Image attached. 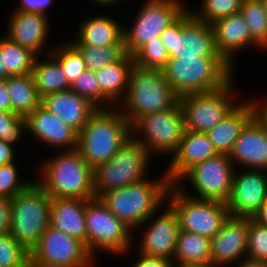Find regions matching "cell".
Returning a JSON list of instances; mask_svg holds the SVG:
<instances>
[{"mask_svg":"<svg viewBox=\"0 0 267 267\" xmlns=\"http://www.w3.org/2000/svg\"><path fill=\"white\" fill-rule=\"evenodd\" d=\"M40 167V168H38ZM35 180L52 198L91 199L94 194V169L77 149L60 150L38 166Z\"/></svg>","mask_w":267,"mask_h":267,"instance_id":"6da1fadb","label":"cell"},{"mask_svg":"<svg viewBox=\"0 0 267 267\" xmlns=\"http://www.w3.org/2000/svg\"><path fill=\"white\" fill-rule=\"evenodd\" d=\"M115 108H98L78 133L77 150L93 169L109 161L132 137L131 124Z\"/></svg>","mask_w":267,"mask_h":267,"instance_id":"7a4b0ae2","label":"cell"},{"mask_svg":"<svg viewBox=\"0 0 267 267\" xmlns=\"http://www.w3.org/2000/svg\"><path fill=\"white\" fill-rule=\"evenodd\" d=\"M155 180H145L113 189L100 198L108 209L128 225L135 233L137 228L152 214L156 213L166 202L171 183L163 171Z\"/></svg>","mask_w":267,"mask_h":267,"instance_id":"3957f363","label":"cell"},{"mask_svg":"<svg viewBox=\"0 0 267 267\" xmlns=\"http://www.w3.org/2000/svg\"><path fill=\"white\" fill-rule=\"evenodd\" d=\"M179 102L180 96L165 79L163 70L134 64L129 73L127 94L117 106L132 125L141 116L164 111Z\"/></svg>","mask_w":267,"mask_h":267,"instance_id":"277c9868","label":"cell"},{"mask_svg":"<svg viewBox=\"0 0 267 267\" xmlns=\"http://www.w3.org/2000/svg\"><path fill=\"white\" fill-rule=\"evenodd\" d=\"M235 73L221 56L170 58L163 69L165 79L180 97L219 89L235 77Z\"/></svg>","mask_w":267,"mask_h":267,"instance_id":"5b68a950","label":"cell"},{"mask_svg":"<svg viewBox=\"0 0 267 267\" xmlns=\"http://www.w3.org/2000/svg\"><path fill=\"white\" fill-rule=\"evenodd\" d=\"M85 225L87 249L95 260L101 252L118 257L132 251L133 230L113 214L101 198L86 199Z\"/></svg>","mask_w":267,"mask_h":267,"instance_id":"8992f818","label":"cell"},{"mask_svg":"<svg viewBox=\"0 0 267 267\" xmlns=\"http://www.w3.org/2000/svg\"><path fill=\"white\" fill-rule=\"evenodd\" d=\"M153 157L133 137L107 162L94 168V194L101 197L113 189L126 187L148 178Z\"/></svg>","mask_w":267,"mask_h":267,"instance_id":"52a82bcc","label":"cell"},{"mask_svg":"<svg viewBox=\"0 0 267 267\" xmlns=\"http://www.w3.org/2000/svg\"><path fill=\"white\" fill-rule=\"evenodd\" d=\"M51 200L35 180L11 199L9 233L29 251L49 226Z\"/></svg>","mask_w":267,"mask_h":267,"instance_id":"ba28073f","label":"cell"},{"mask_svg":"<svg viewBox=\"0 0 267 267\" xmlns=\"http://www.w3.org/2000/svg\"><path fill=\"white\" fill-rule=\"evenodd\" d=\"M185 131L184 112L179 102L164 111L139 117L131 125L132 137L153 157H172L178 150Z\"/></svg>","mask_w":267,"mask_h":267,"instance_id":"9c48e42d","label":"cell"},{"mask_svg":"<svg viewBox=\"0 0 267 267\" xmlns=\"http://www.w3.org/2000/svg\"><path fill=\"white\" fill-rule=\"evenodd\" d=\"M235 170L229 155L218 154L189 168L174 185L190 197L226 204L230 198ZM186 179L195 194L186 190L183 183Z\"/></svg>","mask_w":267,"mask_h":267,"instance_id":"30bf717a","label":"cell"},{"mask_svg":"<svg viewBox=\"0 0 267 267\" xmlns=\"http://www.w3.org/2000/svg\"><path fill=\"white\" fill-rule=\"evenodd\" d=\"M234 80L233 77L225 86L213 91L180 97L185 130L207 133L228 115L239 103Z\"/></svg>","mask_w":267,"mask_h":267,"instance_id":"8fae6325","label":"cell"},{"mask_svg":"<svg viewBox=\"0 0 267 267\" xmlns=\"http://www.w3.org/2000/svg\"><path fill=\"white\" fill-rule=\"evenodd\" d=\"M188 8L182 0H145L132 25L123 28L126 52L133 56L145 43L160 37Z\"/></svg>","mask_w":267,"mask_h":267,"instance_id":"7c38bea8","label":"cell"},{"mask_svg":"<svg viewBox=\"0 0 267 267\" xmlns=\"http://www.w3.org/2000/svg\"><path fill=\"white\" fill-rule=\"evenodd\" d=\"M166 203L176 213L180 230L197 233L209 239L220 230L229 217L225 203L190 197L171 184Z\"/></svg>","mask_w":267,"mask_h":267,"instance_id":"4fadbf2b","label":"cell"},{"mask_svg":"<svg viewBox=\"0 0 267 267\" xmlns=\"http://www.w3.org/2000/svg\"><path fill=\"white\" fill-rule=\"evenodd\" d=\"M160 38L170 58L220 56L212 24L196 19L189 9L164 29Z\"/></svg>","mask_w":267,"mask_h":267,"instance_id":"5bb4252c","label":"cell"},{"mask_svg":"<svg viewBox=\"0 0 267 267\" xmlns=\"http://www.w3.org/2000/svg\"><path fill=\"white\" fill-rule=\"evenodd\" d=\"M86 245L51 226L30 251V267H93Z\"/></svg>","mask_w":267,"mask_h":267,"instance_id":"9a60e30c","label":"cell"},{"mask_svg":"<svg viewBox=\"0 0 267 267\" xmlns=\"http://www.w3.org/2000/svg\"><path fill=\"white\" fill-rule=\"evenodd\" d=\"M137 229H143L140 230L143 231L140 237L142 242L137 246L139 252L173 261L180 226L176 213L166 202L163 208L152 214Z\"/></svg>","mask_w":267,"mask_h":267,"instance_id":"2e32d148","label":"cell"},{"mask_svg":"<svg viewBox=\"0 0 267 267\" xmlns=\"http://www.w3.org/2000/svg\"><path fill=\"white\" fill-rule=\"evenodd\" d=\"M236 168L226 205L231 216L253 218L267 199V171Z\"/></svg>","mask_w":267,"mask_h":267,"instance_id":"e0dca14e","label":"cell"},{"mask_svg":"<svg viewBox=\"0 0 267 267\" xmlns=\"http://www.w3.org/2000/svg\"><path fill=\"white\" fill-rule=\"evenodd\" d=\"M248 227L247 217L229 215L224 221L220 230L210 240L211 263L215 267L232 266L233 263L237 265L246 259Z\"/></svg>","mask_w":267,"mask_h":267,"instance_id":"ac0fdd59","label":"cell"},{"mask_svg":"<svg viewBox=\"0 0 267 267\" xmlns=\"http://www.w3.org/2000/svg\"><path fill=\"white\" fill-rule=\"evenodd\" d=\"M50 19L49 15L27 13L13 9L7 21L8 28L6 27V29L8 30H6L5 36L32 51L37 56L47 55L54 47V45L47 47L49 46L47 42H49V31L51 30ZM45 49L44 53L43 50Z\"/></svg>","mask_w":267,"mask_h":267,"instance_id":"d6986e66","label":"cell"},{"mask_svg":"<svg viewBox=\"0 0 267 267\" xmlns=\"http://www.w3.org/2000/svg\"><path fill=\"white\" fill-rule=\"evenodd\" d=\"M27 134L35 137L39 143L54 149H77L78 132L54 116L42 105L27 117Z\"/></svg>","mask_w":267,"mask_h":267,"instance_id":"ffe728a7","label":"cell"},{"mask_svg":"<svg viewBox=\"0 0 267 267\" xmlns=\"http://www.w3.org/2000/svg\"><path fill=\"white\" fill-rule=\"evenodd\" d=\"M212 29L217 53L233 68H235L234 61L237 58L235 55L238 56L242 50L246 52V48H259L252 40L248 26L240 12L215 21L212 23Z\"/></svg>","mask_w":267,"mask_h":267,"instance_id":"44dd1931","label":"cell"},{"mask_svg":"<svg viewBox=\"0 0 267 267\" xmlns=\"http://www.w3.org/2000/svg\"><path fill=\"white\" fill-rule=\"evenodd\" d=\"M218 154L206 133L185 130L177 152L168 160L165 173L174 184L189 168Z\"/></svg>","mask_w":267,"mask_h":267,"instance_id":"7402d4cb","label":"cell"},{"mask_svg":"<svg viewBox=\"0 0 267 267\" xmlns=\"http://www.w3.org/2000/svg\"><path fill=\"white\" fill-rule=\"evenodd\" d=\"M229 157L235 168L267 171V134L255 117L241 131Z\"/></svg>","mask_w":267,"mask_h":267,"instance_id":"603a6c76","label":"cell"},{"mask_svg":"<svg viewBox=\"0 0 267 267\" xmlns=\"http://www.w3.org/2000/svg\"><path fill=\"white\" fill-rule=\"evenodd\" d=\"M42 106L78 133L98 109L87 98L70 89L45 96Z\"/></svg>","mask_w":267,"mask_h":267,"instance_id":"cb8c5ba5","label":"cell"},{"mask_svg":"<svg viewBox=\"0 0 267 267\" xmlns=\"http://www.w3.org/2000/svg\"><path fill=\"white\" fill-rule=\"evenodd\" d=\"M93 16V17H92ZM84 19L80 22L79 30L70 43L72 45H89L105 47L111 45H125L124 43V24L115 20V17L101 14ZM119 22V23H118Z\"/></svg>","mask_w":267,"mask_h":267,"instance_id":"d4e9b609","label":"cell"},{"mask_svg":"<svg viewBox=\"0 0 267 267\" xmlns=\"http://www.w3.org/2000/svg\"><path fill=\"white\" fill-rule=\"evenodd\" d=\"M133 65V56L127 53L120 61L95 72L100 86V108L116 107L125 98Z\"/></svg>","mask_w":267,"mask_h":267,"instance_id":"484cf974","label":"cell"},{"mask_svg":"<svg viewBox=\"0 0 267 267\" xmlns=\"http://www.w3.org/2000/svg\"><path fill=\"white\" fill-rule=\"evenodd\" d=\"M86 200L73 198H52L49 226L77 238L86 245L85 225Z\"/></svg>","mask_w":267,"mask_h":267,"instance_id":"4316f807","label":"cell"},{"mask_svg":"<svg viewBox=\"0 0 267 267\" xmlns=\"http://www.w3.org/2000/svg\"><path fill=\"white\" fill-rule=\"evenodd\" d=\"M242 102H239L218 125L206 133L219 154H230L241 131L254 117L251 100Z\"/></svg>","mask_w":267,"mask_h":267,"instance_id":"83f0119b","label":"cell"},{"mask_svg":"<svg viewBox=\"0 0 267 267\" xmlns=\"http://www.w3.org/2000/svg\"><path fill=\"white\" fill-rule=\"evenodd\" d=\"M32 76L41 98L52 93L68 90L71 87L60 63L50 53L37 56Z\"/></svg>","mask_w":267,"mask_h":267,"instance_id":"f1b7e54d","label":"cell"},{"mask_svg":"<svg viewBox=\"0 0 267 267\" xmlns=\"http://www.w3.org/2000/svg\"><path fill=\"white\" fill-rule=\"evenodd\" d=\"M6 85L11 101V112L27 117L42 105V98L35 86L32 74L9 76L6 79Z\"/></svg>","mask_w":267,"mask_h":267,"instance_id":"f546056e","label":"cell"},{"mask_svg":"<svg viewBox=\"0 0 267 267\" xmlns=\"http://www.w3.org/2000/svg\"><path fill=\"white\" fill-rule=\"evenodd\" d=\"M210 240L197 233L180 230L173 262L211 263Z\"/></svg>","mask_w":267,"mask_h":267,"instance_id":"4dcf8cb0","label":"cell"},{"mask_svg":"<svg viewBox=\"0 0 267 267\" xmlns=\"http://www.w3.org/2000/svg\"><path fill=\"white\" fill-rule=\"evenodd\" d=\"M0 47L4 54V65L8 76L32 74L37 55L12 41L7 36L0 37Z\"/></svg>","mask_w":267,"mask_h":267,"instance_id":"1f68e13d","label":"cell"},{"mask_svg":"<svg viewBox=\"0 0 267 267\" xmlns=\"http://www.w3.org/2000/svg\"><path fill=\"white\" fill-rule=\"evenodd\" d=\"M240 14L245 20L258 50H267V10L262 0H243Z\"/></svg>","mask_w":267,"mask_h":267,"instance_id":"d6a6232c","label":"cell"},{"mask_svg":"<svg viewBox=\"0 0 267 267\" xmlns=\"http://www.w3.org/2000/svg\"><path fill=\"white\" fill-rule=\"evenodd\" d=\"M81 54L86 69L94 72L104 66L120 61L126 54L125 45L96 47L89 45H73Z\"/></svg>","mask_w":267,"mask_h":267,"instance_id":"836d02e7","label":"cell"},{"mask_svg":"<svg viewBox=\"0 0 267 267\" xmlns=\"http://www.w3.org/2000/svg\"><path fill=\"white\" fill-rule=\"evenodd\" d=\"M243 0H202L198 8L189 9L192 15L203 22L215 21L238 13Z\"/></svg>","mask_w":267,"mask_h":267,"instance_id":"e575fe53","label":"cell"},{"mask_svg":"<svg viewBox=\"0 0 267 267\" xmlns=\"http://www.w3.org/2000/svg\"><path fill=\"white\" fill-rule=\"evenodd\" d=\"M50 54L60 63L70 84L86 70L81 54L68 41L55 44Z\"/></svg>","mask_w":267,"mask_h":267,"instance_id":"d590c367","label":"cell"},{"mask_svg":"<svg viewBox=\"0 0 267 267\" xmlns=\"http://www.w3.org/2000/svg\"><path fill=\"white\" fill-rule=\"evenodd\" d=\"M170 57L161 38L145 43L134 55V64L148 69L163 70Z\"/></svg>","mask_w":267,"mask_h":267,"instance_id":"8d00e7d4","label":"cell"},{"mask_svg":"<svg viewBox=\"0 0 267 267\" xmlns=\"http://www.w3.org/2000/svg\"><path fill=\"white\" fill-rule=\"evenodd\" d=\"M0 267H30V251L10 233L0 234Z\"/></svg>","mask_w":267,"mask_h":267,"instance_id":"74e56055","label":"cell"},{"mask_svg":"<svg viewBox=\"0 0 267 267\" xmlns=\"http://www.w3.org/2000/svg\"><path fill=\"white\" fill-rule=\"evenodd\" d=\"M17 162L0 166V197L13 198L27 189L34 181L20 178ZM22 179V180H21Z\"/></svg>","mask_w":267,"mask_h":267,"instance_id":"f35d334b","label":"cell"},{"mask_svg":"<svg viewBox=\"0 0 267 267\" xmlns=\"http://www.w3.org/2000/svg\"><path fill=\"white\" fill-rule=\"evenodd\" d=\"M246 259L267 263V225L249 218Z\"/></svg>","mask_w":267,"mask_h":267,"instance_id":"ab89813d","label":"cell"},{"mask_svg":"<svg viewBox=\"0 0 267 267\" xmlns=\"http://www.w3.org/2000/svg\"><path fill=\"white\" fill-rule=\"evenodd\" d=\"M27 132L26 117L19 116L11 111H0V140L6 141L15 147Z\"/></svg>","mask_w":267,"mask_h":267,"instance_id":"60d3db41","label":"cell"},{"mask_svg":"<svg viewBox=\"0 0 267 267\" xmlns=\"http://www.w3.org/2000/svg\"><path fill=\"white\" fill-rule=\"evenodd\" d=\"M70 90L100 108V86L94 71L86 69L71 83Z\"/></svg>","mask_w":267,"mask_h":267,"instance_id":"b9f144b4","label":"cell"},{"mask_svg":"<svg viewBox=\"0 0 267 267\" xmlns=\"http://www.w3.org/2000/svg\"><path fill=\"white\" fill-rule=\"evenodd\" d=\"M137 260L133 262L131 267H172L173 261L164 257H156L146 255L142 252L137 251ZM130 267V266H129Z\"/></svg>","mask_w":267,"mask_h":267,"instance_id":"7bdbcfd3","label":"cell"},{"mask_svg":"<svg viewBox=\"0 0 267 267\" xmlns=\"http://www.w3.org/2000/svg\"><path fill=\"white\" fill-rule=\"evenodd\" d=\"M55 0H20L15 10L48 15L47 10Z\"/></svg>","mask_w":267,"mask_h":267,"instance_id":"ee69618b","label":"cell"},{"mask_svg":"<svg viewBox=\"0 0 267 267\" xmlns=\"http://www.w3.org/2000/svg\"><path fill=\"white\" fill-rule=\"evenodd\" d=\"M11 228V198H0V234L9 233Z\"/></svg>","mask_w":267,"mask_h":267,"instance_id":"f6af8a7d","label":"cell"},{"mask_svg":"<svg viewBox=\"0 0 267 267\" xmlns=\"http://www.w3.org/2000/svg\"><path fill=\"white\" fill-rule=\"evenodd\" d=\"M264 99L260 100L261 97L251 99L254 117L258 120V122L263 126L264 130L267 134V97L264 95Z\"/></svg>","mask_w":267,"mask_h":267,"instance_id":"bcb514c9","label":"cell"},{"mask_svg":"<svg viewBox=\"0 0 267 267\" xmlns=\"http://www.w3.org/2000/svg\"><path fill=\"white\" fill-rule=\"evenodd\" d=\"M15 150L16 148L13 145L0 140V166L16 162L17 157Z\"/></svg>","mask_w":267,"mask_h":267,"instance_id":"7dc6e473","label":"cell"},{"mask_svg":"<svg viewBox=\"0 0 267 267\" xmlns=\"http://www.w3.org/2000/svg\"><path fill=\"white\" fill-rule=\"evenodd\" d=\"M0 111H11V101L7 91L6 79H0Z\"/></svg>","mask_w":267,"mask_h":267,"instance_id":"c3c4849f","label":"cell"},{"mask_svg":"<svg viewBox=\"0 0 267 267\" xmlns=\"http://www.w3.org/2000/svg\"><path fill=\"white\" fill-rule=\"evenodd\" d=\"M253 219L261 224L267 225V199L261 205L259 211L254 215Z\"/></svg>","mask_w":267,"mask_h":267,"instance_id":"681fc988","label":"cell"},{"mask_svg":"<svg viewBox=\"0 0 267 267\" xmlns=\"http://www.w3.org/2000/svg\"><path fill=\"white\" fill-rule=\"evenodd\" d=\"M91 1V2H90ZM123 0H88V2H90L91 4L93 3L94 5H97L99 7L104 6L107 8L113 7V9L115 8V6H120L117 4L122 3Z\"/></svg>","mask_w":267,"mask_h":267,"instance_id":"f907efd6","label":"cell"},{"mask_svg":"<svg viewBox=\"0 0 267 267\" xmlns=\"http://www.w3.org/2000/svg\"><path fill=\"white\" fill-rule=\"evenodd\" d=\"M236 267H267L266 262L254 261L250 259H244L236 265Z\"/></svg>","mask_w":267,"mask_h":267,"instance_id":"816d5d0a","label":"cell"},{"mask_svg":"<svg viewBox=\"0 0 267 267\" xmlns=\"http://www.w3.org/2000/svg\"><path fill=\"white\" fill-rule=\"evenodd\" d=\"M172 267H215V266L212 263H197V262L179 263V262H173Z\"/></svg>","mask_w":267,"mask_h":267,"instance_id":"f5cc1de1","label":"cell"},{"mask_svg":"<svg viewBox=\"0 0 267 267\" xmlns=\"http://www.w3.org/2000/svg\"><path fill=\"white\" fill-rule=\"evenodd\" d=\"M8 77V72L6 71V66L4 65L3 50L0 47V79H7Z\"/></svg>","mask_w":267,"mask_h":267,"instance_id":"db71d44e","label":"cell"},{"mask_svg":"<svg viewBox=\"0 0 267 267\" xmlns=\"http://www.w3.org/2000/svg\"><path fill=\"white\" fill-rule=\"evenodd\" d=\"M262 2L264 3L265 9L267 10V0H262Z\"/></svg>","mask_w":267,"mask_h":267,"instance_id":"11a10c76","label":"cell"}]
</instances>
